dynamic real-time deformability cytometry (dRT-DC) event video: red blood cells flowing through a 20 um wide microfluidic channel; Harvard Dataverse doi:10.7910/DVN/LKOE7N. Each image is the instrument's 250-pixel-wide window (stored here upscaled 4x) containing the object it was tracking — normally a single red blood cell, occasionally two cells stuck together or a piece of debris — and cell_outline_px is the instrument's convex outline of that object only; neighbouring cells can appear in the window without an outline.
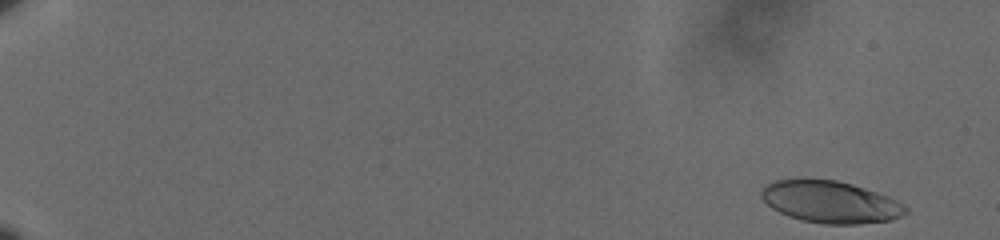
{"species": "human", "species_latin": "Homo sapiens", "temperature_condition": "cold", "stored_images_in_passage": 59, "camera_frame_rate_fps": 3000, "um_per_image_px": 0.085, "donor": {"sex": "male"}, "frame": {"image": 1, "passage_image": 2, "time_ms": 0.333, "image_size_px": [1000, 240], "cell_outline_px": [[908, 212], [892, 220], [860, 224], [824, 224], [800, 220], [788, 216], [772, 208], [760, 196], [760, 192], [768, 184], [776, 180], [836, 180], [852, 184], [888, 196], [904, 204], [908, 208]], "centroid_in_image_um": [70.62, 17.19], "position_along_channel_um": 14.4, "area_um2": 35.03}}
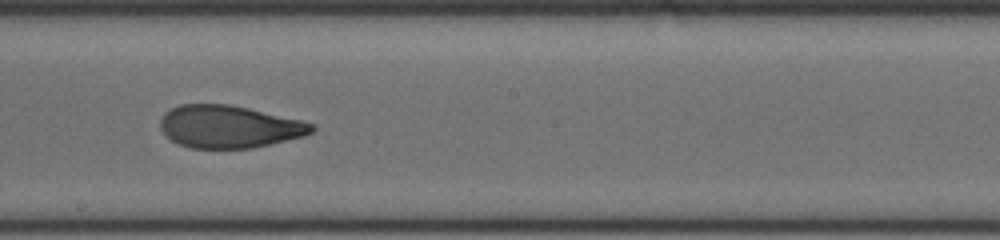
{"frame": {"image": 2, "passage_image": 36, "time_ms": 11.667, "image_size_px": [1000, 240], "cell_outline_px": [[316, 128], [312, 132], [304, 136], [252, 148], [192, 148], [180, 144], [172, 140], [160, 128], [160, 120], [164, 112], [180, 104], [228, 104], [248, 108], [300, 120], [316, 124]], "centroid_in_image_um": [19.48, 10.76], "position_along_channel_um": 228.7, "area_um2": 37.34}}
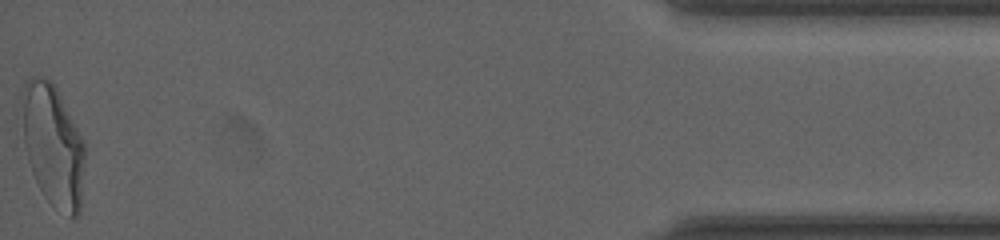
{"frame": {"image": 3, "passage_image": 59, "time_ms": 19.333, "image_size_px": [1000, 240], "cell_outline_px": [[84, 164], [80, 216], [72, 216], [52, 204], [44, 196], [32, 172], [28, 160], [16, 112], [16, 108], [20, 92], [24, 84], [32, 76], [44, 76], [52, 80], [84, 140]], "centroid_in_image_um": [4.42, 12.23], "position_along_channel_um": 430.8, "area_um2": 45.84}, "authors_computed_cell_mechanics": {"area_um2": 38.2058, "velocity_mm_per_s": 3.5967, "shape_relaxation_time_tau1_ms": 6.3645, "shape_relaxation_time_tau2_ms": 1.3473, "deformation_change_tau1": 0.1993, "deformation_change_tau2": 0.0793}}